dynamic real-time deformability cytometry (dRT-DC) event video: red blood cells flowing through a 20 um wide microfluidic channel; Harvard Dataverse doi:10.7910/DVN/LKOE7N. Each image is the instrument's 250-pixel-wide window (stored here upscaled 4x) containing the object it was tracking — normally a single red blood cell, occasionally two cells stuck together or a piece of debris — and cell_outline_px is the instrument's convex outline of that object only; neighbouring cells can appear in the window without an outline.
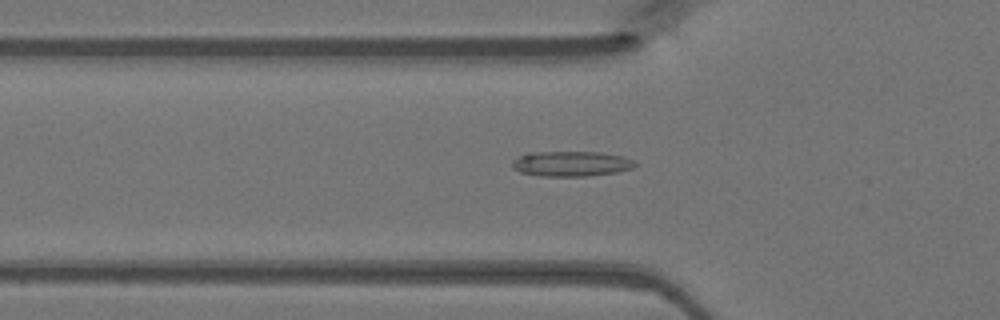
{"species": "Egyptian fruit bat (a non-hibernating species)", "species_latin": "Rousettus aegyptiacus", "temperature_condition": "warm", "stored_images_in_passage": 43, "camera_frame_rate_fps": 3000, "um_per_image_px": 0.085, "animal": {"sex": "female"}, "frame": {"image": 1, "passage_image": 16, "time_ms": 5.0, "image_size_px": [1000, 320], "cell_outline_px": [[636, 164], [632, 168], [616, 172], [588, 176], [540, 176], [520, 172], [512, 168], [512, 160], [528, 152], [600, 152], [624, 156], [636, 160]], "centroid_in_image_um": [48.56, 13.91], "position_along_channel_um": 77.2, "area_um2": 18.15}}
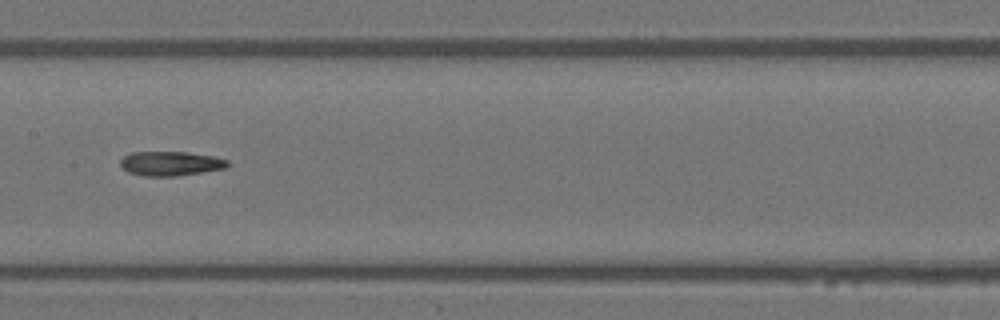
{"frame": {"image": 2, "passage_image": 24, "time_ms": 7.667, "image_size_px": [1000, 320], "cell_outline_px": [[228, 168], [176, 176], [144, 176], [128, 172], [120, 164], [120, 160], [124, 156], [132, 152], [184, 152], [212, 156], [228, 160]], "centroid_in_image_um": [14.5, 13.9], "position_along_channel_um": 192.9, "area_um2": 15.14}}
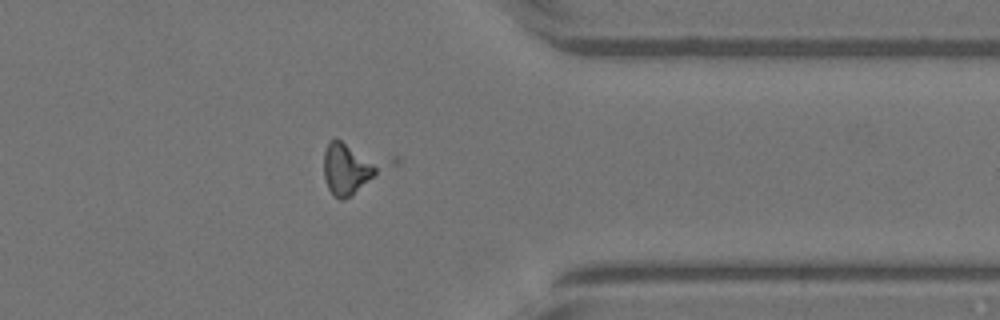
{"frame": {"image": 3, "passage_image": 38, "time_ms": 12.333, "image_size_px": [1000, 320], "cell_outline_px": [[376, 172], [352, 196], [344, 200], [340, 200], [332, 196], [328, 188], [324, 176], [324, 152], [328, 140], [340, 140], [372, 164], [376, 168]], "centroid_in_image_um": [29.34, 14.44], "position_along_channel_um": 382.1, "area_um2": 15.09}}